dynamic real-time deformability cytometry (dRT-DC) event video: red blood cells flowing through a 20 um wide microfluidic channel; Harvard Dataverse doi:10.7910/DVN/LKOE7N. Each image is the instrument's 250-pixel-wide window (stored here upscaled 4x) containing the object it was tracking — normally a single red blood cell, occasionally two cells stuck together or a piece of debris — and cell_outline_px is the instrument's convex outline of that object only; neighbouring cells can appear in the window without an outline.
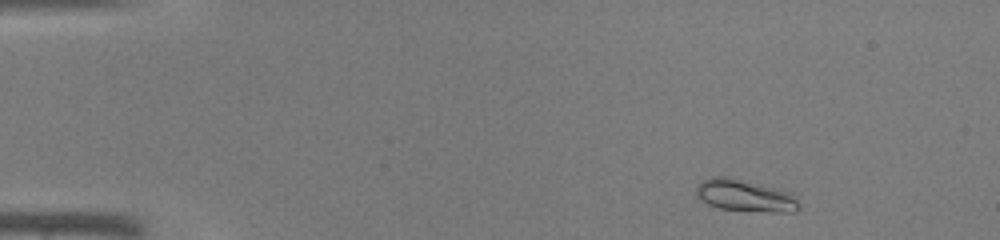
{"species": "common noctule bat (a hibernating species)", "species_latin": "Nyctalus noctula", "temperature_condition": "warm", "stored_images_in_passage": 42, "camera_frame_rate_fps": 3000, "um_per_image_px": 0.085, "animal": {"sex": "male", "body_mass_g": 19.0, "forearm_length_mm": 50.8}, "frame": {"image": 1, "passage_image": 3, "time_ms": 0.667, "image_size_px": [1000, 240], "cell_outline_px": [[800, 204], [792, 212], [772, 212], [720, 208], [708, 204], [700, 200], [696, 196], [696, 188], [700, 180], [712, 176], [728, 176], [780, 188], [792, 192]], "centroid_in_image_um": [63.31, 16.59], "position_along_channel_um": 21.7, "area_um2": 19.42}}
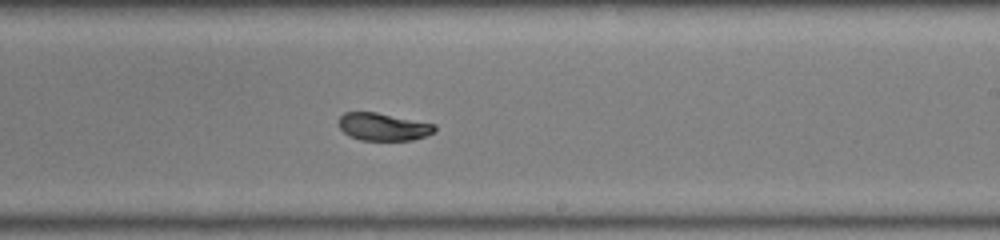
{"frame": {"image": 2, "passage_image": 25, "time_ms": 8.0, "image_size_px": [1000, 240], "cell_outline_px": [[436, 132], [412, 140], [360, 140], [348, 136], [340, 128], [340, 116], [344, 112], [376, 112], [436, 124]], "centroid_in_image_um": [32.59, 10.78], "position_along_channel_um": 256.4, "area_um2": 15.43}}
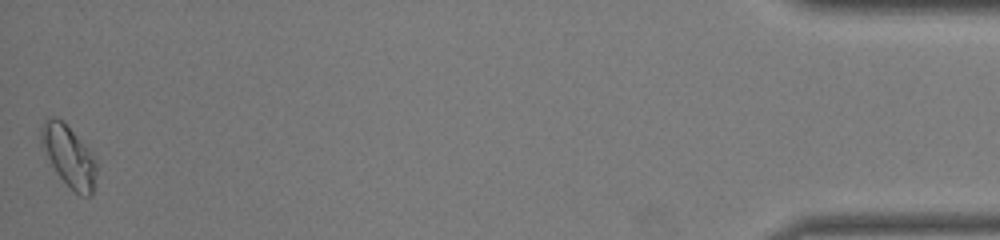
{"frame": {"image": 3, "passage_image": 42, "time_ms": 13.667, "image_size_px": [1000, 240], "cell_outline_px": [[96, 172], [92, 196], [80, 196], [56, 172], [40, 144], [40, 128], [44, 120], [48, 116], [52, 116], [64, 120], [84, 144], [96, 160]], "centroid_in_image_um": [5.82, 13.21], "position_along_channel_um": 429.4, "area_um2": 19.65}}